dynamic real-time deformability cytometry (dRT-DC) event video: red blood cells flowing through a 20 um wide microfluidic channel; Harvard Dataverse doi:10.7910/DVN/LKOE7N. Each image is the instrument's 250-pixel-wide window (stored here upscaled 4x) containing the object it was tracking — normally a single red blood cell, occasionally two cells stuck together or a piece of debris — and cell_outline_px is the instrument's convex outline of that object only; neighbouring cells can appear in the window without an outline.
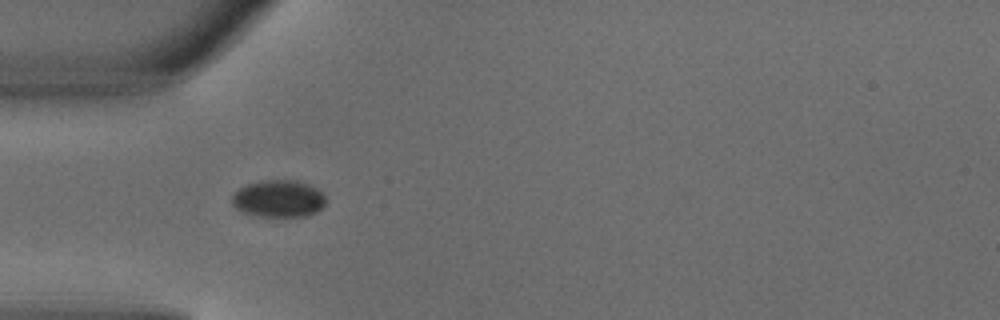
{"species": "common noctule bat (a hibernating species)", "species_latin": "Nyctalus noctula", "temperature_condition": "warm", "stored_images_in_passage": 3, "camera_frame_rate_fps": 3000, "um_per_image_px": 0.085, "animal": {"sex": "male", "body_mass_g": 18.8}, "frame": {"image": 1, "passage_image": 1, "time_ms": 0.0, "image_size_px": [1000, 320], "cell_outline_px": [[324, 204], [316, 212], [304, 216], [260, 216], [244, 212], [236, 208], [232, 204], [232, 196], [240, 188], [248, 184], [264, 180], [296, 180], [308, 184], [316, 188], [324, 196]], "centroid_in_image_um": [23.67, 16.88], "position_along_channel_um": 61.3, "area_um2": 19.94}}
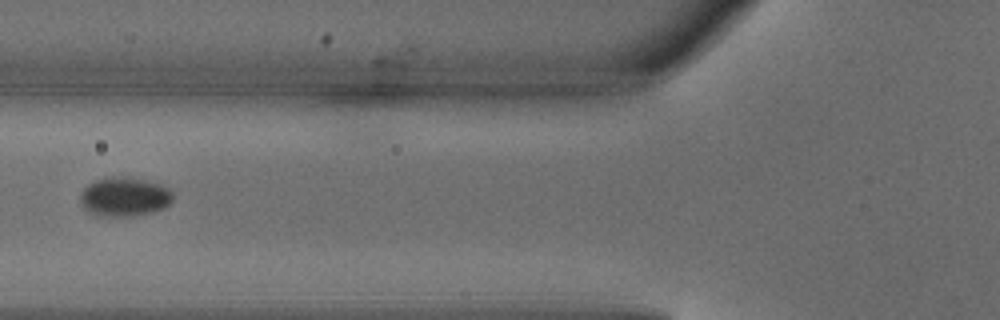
{"frame": {"image": 2, "passage_image": 2, "time_ms": 0.333, "image_size_px": [1000, 320], "cell_outline_px": [[172, 200], [164, 208], [152, 212], [132, 216], [96, 216], [88, 212], [84, 208], [80, 200], [80, 192], [88, 184], [104, 176], [124, 176], [144, 180], [160, 184], [168, 188], [172, 192]], "centroid_in_image_um": [10.54, 16.72], "position_along_channel_um": 115.3, "area_um2": 21.33}}
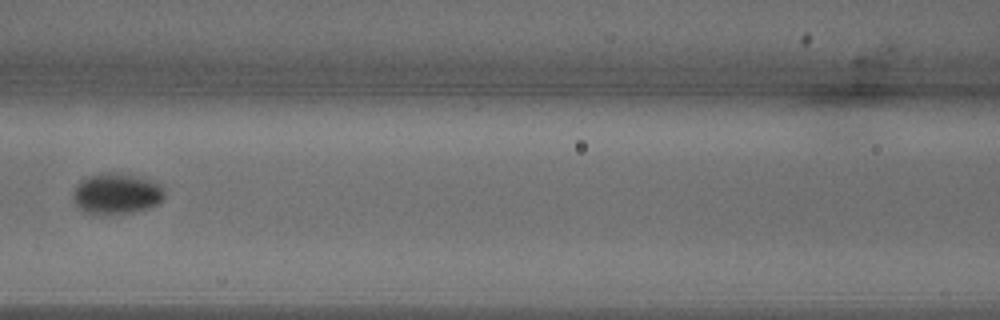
{"frame": {"image": 3, "passage_image": 3, "time_ms": 0.667, "image_size_px": [1000, 320], "cell_outline_px": [[164, 196], [156, 204], [148, 208], [132, 212], [104, 216], [96, 216], [84, 212], [72, 200], [72, 196], [76, 184], [88, 176], [100, 172], [104, 172], [128, 176], [160, 184], [164, 188]], "centroid_in_image_um": [9.82, 16.52], "position_along_channel_um": 156.8, "area_um2": 21.62}}